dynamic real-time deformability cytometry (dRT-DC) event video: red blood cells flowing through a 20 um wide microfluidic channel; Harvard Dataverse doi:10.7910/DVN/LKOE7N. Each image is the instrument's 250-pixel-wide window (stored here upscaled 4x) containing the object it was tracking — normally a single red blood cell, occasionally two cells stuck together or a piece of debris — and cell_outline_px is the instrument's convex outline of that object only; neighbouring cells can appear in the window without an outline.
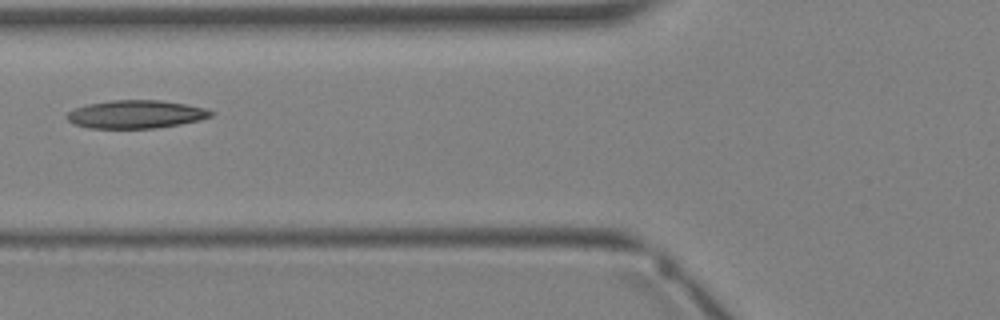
{"species": "Egyptian fruit bat (a non-hibernating species)", "species_latin": "Rousettus aegyptiacus", "temperature_condition": "warm", "stored_images_in_passage": 4, "camera_frame_rate_fps": 3000, "um_per_image_px": 0.085, "animal": {"sex": "female"}, "frame": {"image": 1, "passage_image": 4, "time_ms": 4.333, "image_size_px": [1000, 320], "cell_outline_px": [[216, 112], [212, 116], [200, 120], [180, 124], [156, 128], [88, 128], [72, 124], [64, 116], [68, 112], [76, 108], [88, 104], [112, 100], [160, 100], [184, 104], [204, 108]], "centroid_in_image_um": [11.54, 9.72], "position_along_channel_um": 114.3, "area_um2": 23.64}}